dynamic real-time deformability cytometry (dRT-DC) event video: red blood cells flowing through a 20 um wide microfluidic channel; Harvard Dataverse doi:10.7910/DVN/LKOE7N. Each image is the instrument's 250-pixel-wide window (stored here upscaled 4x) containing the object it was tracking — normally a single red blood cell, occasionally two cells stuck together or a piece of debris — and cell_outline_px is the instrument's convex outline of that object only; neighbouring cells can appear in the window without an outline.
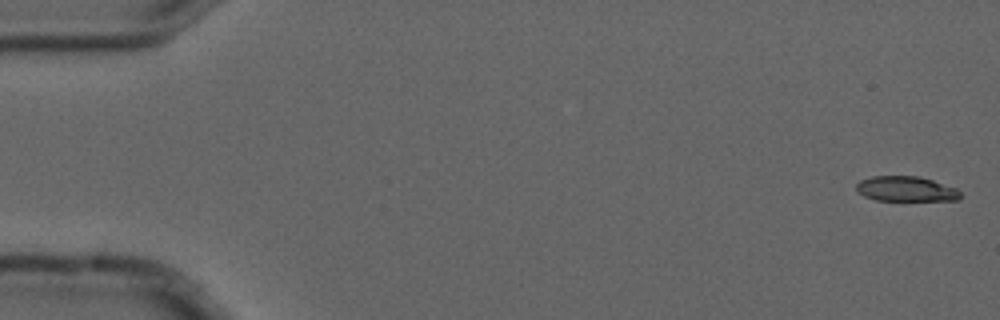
{"species": "common noctule bat (a hibernating species)", "species_latin": "Nyctalus noctula", "temperature_condition": "cold", "stored_images_in_passage": 6, "camera_frame_rate_fps": 3000, "um_per_image_px": 0.085, "animal": {"sex": "male", "forearm_length_mm": 52.5}, "frame": {"image": 1, "passage_image": 1, "time_ms": 0.0, "image_size_px": [1000, 320], "cell_outline_px": [[960, 200], [876, 200], [864, 196], [856, 188], [856, 184], [860, 180], [872, 176], [916, 176], [932, 180], [956, 188], [960, 192]], "centroid_in_image_um": [77.0, 16.05], "position_along_channel_um": 8.0, "area_um2": 15.03}}
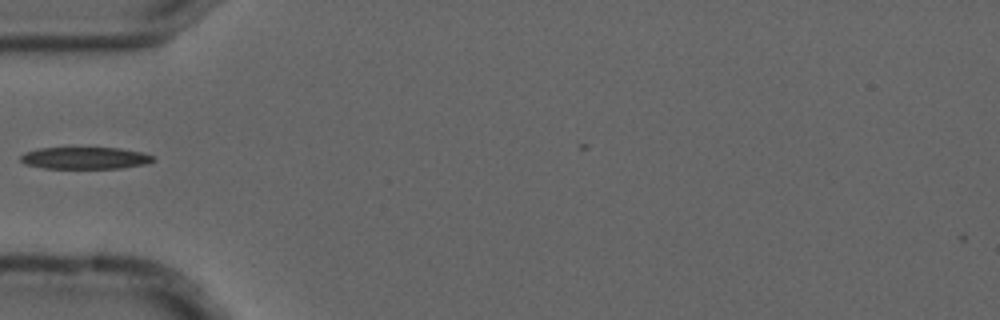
{"frame": {"image": 2, "passage_image": 5, "time_ms": 1.333, "image_size_px": [1000, 320], "cell_outline_px": [[156, 160], [148, 164], [120, 168], [44, 168], [24, 164], [20, 160], [20, 156], [24, 152], [40, 148], [120, 148], [140, 152], [152, 156]], "centroid_in_image_um": [7.22, 13.44], "position_along_channel_um": 77.8, "area_um2": 16.94}}
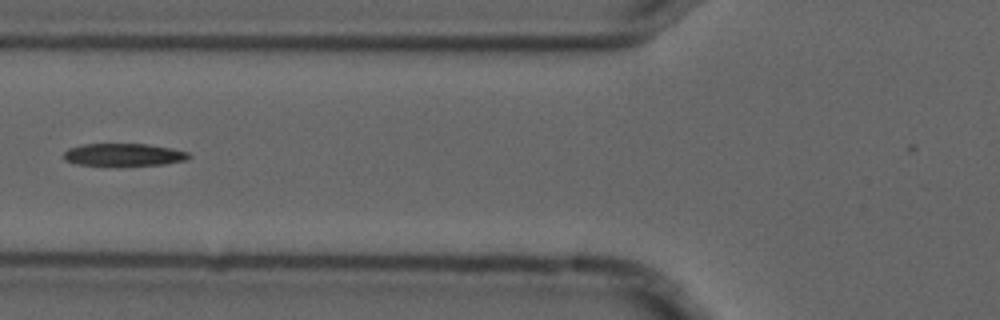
{"frame": {"image": 3, "passage_image": 6, "time_ms": 1.667, "image_size_px": [1000, 320], "cell_outline_px": [[192, 156], [184, 160], [164, 164], [116, 168], [108, 168], [76, 164], [64, 160], [64, 152], [68, 148], [84, 144], [144, 144], [172, 148], [188, 152]], "centroid_in_image_um": [10.46, 13.2], "position_along_channel_um": 115.3, "area_um2": 17.28}}